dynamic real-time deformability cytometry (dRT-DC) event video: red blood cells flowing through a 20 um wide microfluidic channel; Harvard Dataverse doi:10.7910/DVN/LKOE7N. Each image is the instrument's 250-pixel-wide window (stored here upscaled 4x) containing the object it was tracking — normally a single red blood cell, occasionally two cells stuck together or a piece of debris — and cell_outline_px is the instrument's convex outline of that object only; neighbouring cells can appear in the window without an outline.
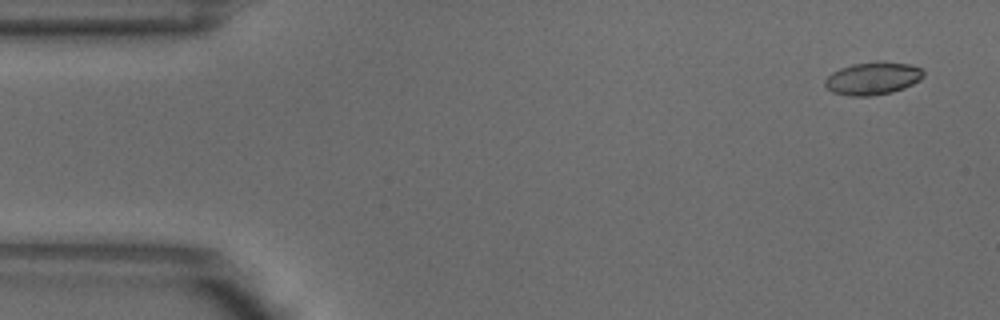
{"species": "common noctule bat (a hibernating species)", "species_latin": "Nyctalus noctula", "temperature_condition": "warm", "stored_images_in_passage": 3, "camera_frame_rate_fps": 3000, "um_per_image_px": 0.085, "animal": {"sex": "male", "body_mass_g": 18.8}, "frame": {"image": 1, "passage_image": 1, "time_ms": 0.0, "image_size_px": [1000, 320], "cell_outline_px": [[924, 76], [920, 80], [904, 88], [892, 92], [868, 96], [848, 96], [832, 92], [824, 84], [824, 80], [832, 72], [840, 68], [852, 64], [876, 60], [880, 60], [908, 64], [920, 68], [924, 72]], "centroid_in_image_um": [74.18, 6.65], "position_along_channel_um": 10.8, "area_um2": 18.96}}
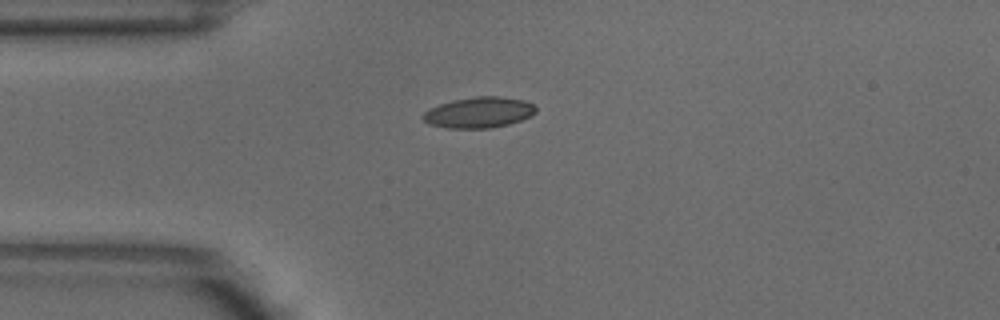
{"frame": {"image": 2, "passage_image": 3, "time_ms": 0.667, "image_size_px": [1000, 320], "cell_outline_px": [[536, 112], [532, 116], [508, 124], [488, 128], [448, 128], [428, 124], [420, 116], [428, 108], [452, 100], [476, 96], [500, 96], [524, 100], [532, 104], [536, 108]], "centroid_in_image_um": [40.68, 9.55], "position_along_channel_um": 44.3, "area_um2": 20.35}}